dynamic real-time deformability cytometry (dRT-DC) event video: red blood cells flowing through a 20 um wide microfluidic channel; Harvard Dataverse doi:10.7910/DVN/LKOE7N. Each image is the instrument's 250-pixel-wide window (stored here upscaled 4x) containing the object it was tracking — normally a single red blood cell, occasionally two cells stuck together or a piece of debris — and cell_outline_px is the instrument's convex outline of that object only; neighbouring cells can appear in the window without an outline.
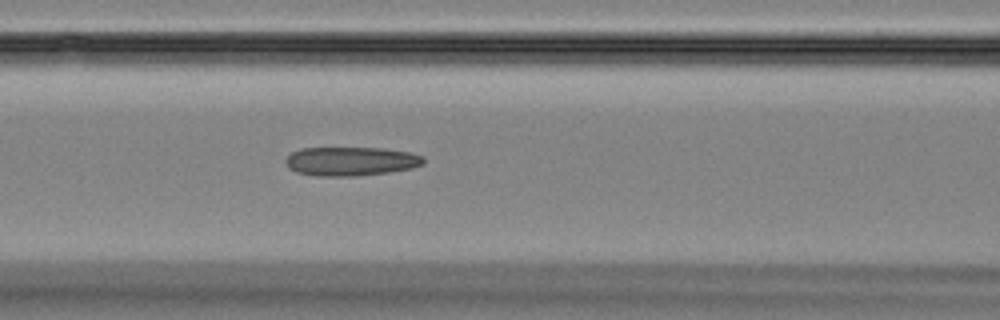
{"species": "Egyptian fruit bat (a non-hibernating species)", "species_latin": "Rousettus aegyptiacus", "temperature_condition": "room temperature", "stored_images_in_passage": 52, "camera_frame_rate_fps": 3000, "um_per_image_px": 0.085, "animal": {"sex": "female"}, "frame": {"image": 1, "passage_image": 22, "time_ms": 7.0, "image_size_px": [1000, 320], "cell_outline_px": [[424, 164], [412, 168], [388, 172], [356, 176], [316, 176], [296, 172], [288, 168], [284, 160], [292, 152], [300, 148], [384, 148], [412, 152], [424, 156]], "centroid_in_image_um": [29.83, 13.7], "position_along_channel_um": 136.8, "area_um2": 23.47}}
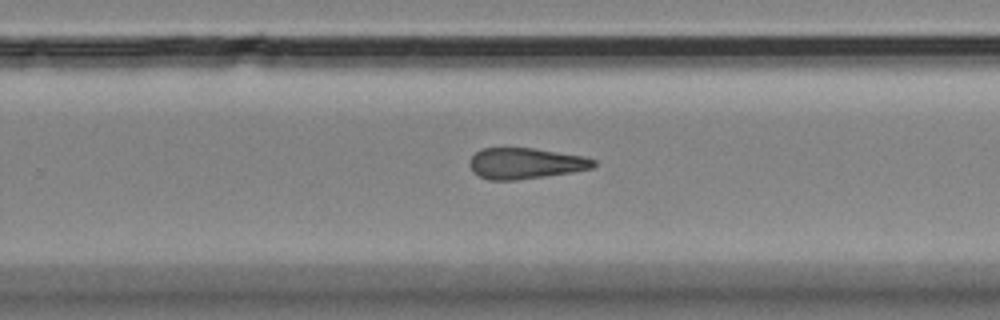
{"frame": {"image": 2, "passage_image": 34, "time_ms": 11.0, "image_size_px": [1000, 320], "cell_outline_px": [[596, 164], [592, 168], [572, 172], [516, 180], [488, 180], [472, 172], [468, 164], [472, 156], [480, 148], [532, 148], [584, 156], [596, 160]], "centroid_in_image_um": [44.64, 13.88], "position_along_channel_um": 285.2, "area_um2": 22.37}}
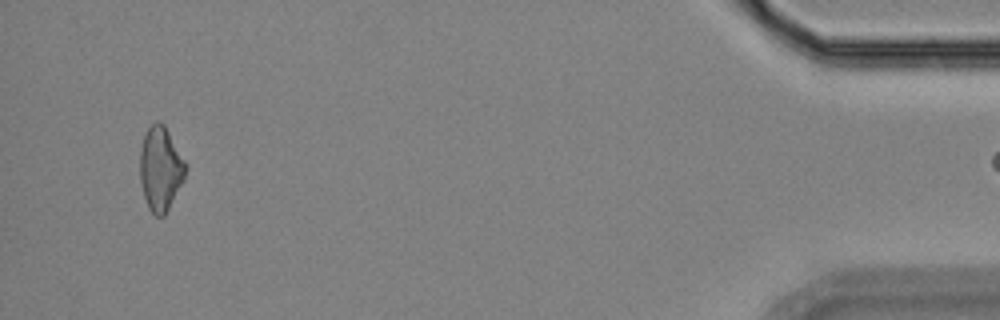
{"frame": {"image": 3, "passage_image": 51, "time_ms": 16.667, "image_size_px": [1000, 320], "cell_outline_px": [[188, 164], [184, 180], [164, 216], [156, 216], [148, 208], [140, 184], [140, 152], [144, 136], [148, 128], [156, 120], [160, 120], [164, 124]], "centroid_in_image_um": [13.66, 14.32], "position_along_channel_um": 421.5, "area_um2": 22.54}}